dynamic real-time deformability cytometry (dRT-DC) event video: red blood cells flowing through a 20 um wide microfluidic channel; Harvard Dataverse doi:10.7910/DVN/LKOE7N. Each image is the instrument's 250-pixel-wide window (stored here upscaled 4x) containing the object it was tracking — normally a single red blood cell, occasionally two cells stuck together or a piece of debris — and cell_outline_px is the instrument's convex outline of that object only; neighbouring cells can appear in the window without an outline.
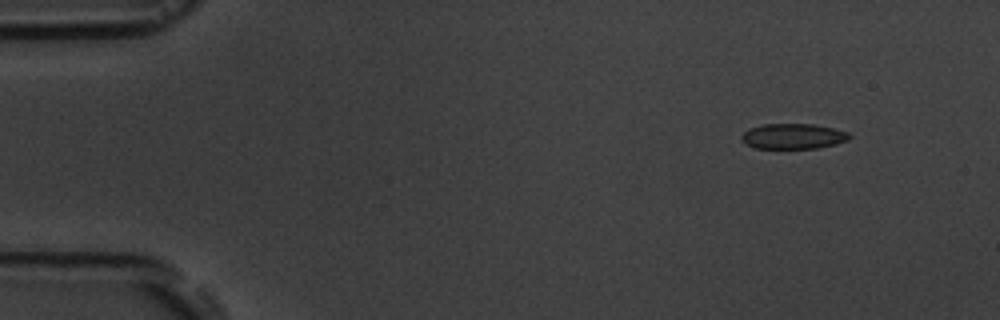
{"species": "common noctule bat (a hibernating species)", "species_latin": "Nyctalus noctula", "temperature_condition": "room temperature", "stored_images_in_passage": 4, "camera_frame_rate_fps": 3000, "um_per_image_px": 0.085, "animal": {"sex": "male", "body_mass_g": 19.5, "forearm_length_mm": 54.6}, "frame": {"image": 1, "passage_image": 1, "time_ms": 0.0, "image_size_px": [1000, 320], "cell_outline_px": [[852, 136], [848, 140], [836, 144], [816, 148], [756, 148], [748, 144], [740, 136], [744, 132], [752, 128], [764, 124], [812, 124], [832, 128], [848, 132]], "centroid_in_image_um": [67.47, 11.58], "position_along_channel_um": 17.5, "area_um2": 15.66}}
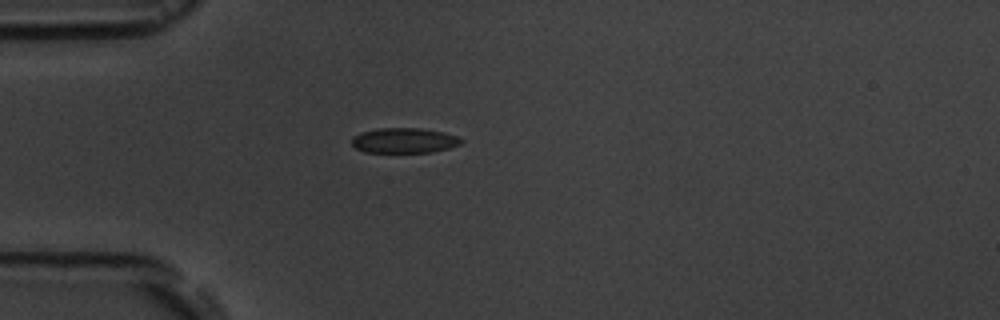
{"frame": {"image": 2, "passage_image": 4, "time_ms": 3.333, "image_size_px": [1000, 320], "cell_outline_px": [[464, 140], [460, 144], [448, 148], [432, 152], [364, 152], [356, 148], [352, 144], [352, 136], [360, 132], [376, 128], [420, 128], [444, 132], [456, 136]], "centroid_in_image_um": [34.33, 11.93], "position_along_channel_um": 50.7, "area_um2": 16.07}}